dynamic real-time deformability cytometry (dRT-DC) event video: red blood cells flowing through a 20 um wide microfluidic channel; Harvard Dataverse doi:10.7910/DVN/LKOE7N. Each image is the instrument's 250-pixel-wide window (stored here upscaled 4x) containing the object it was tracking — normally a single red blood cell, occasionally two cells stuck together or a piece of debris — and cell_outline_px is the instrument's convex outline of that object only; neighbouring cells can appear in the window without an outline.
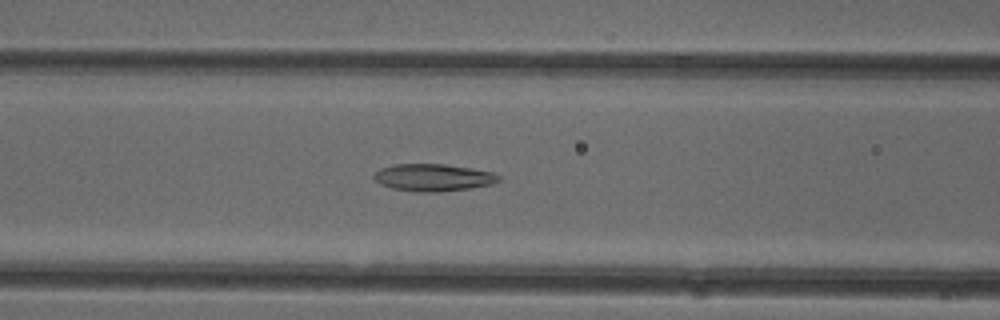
{"species": "common noctule bat (a hibernating species)", "species_latin": "Nyctalus noctula", "temperature_condition": "cold", "stored_images_in_passage": 50, "camera_frame_rate_fps": 3000, "um_per_image_px": 0.085, "animal": {"sex": "female"}, "frame": {"image": 1, "passage_image": 20, "time_ms": 6.333, "image_size_px": [1000, 320], "cell_outline_px": [[500, 180], [492, 184], [468, 188], [440, 192], [420, 192], [392, 188], [380, 184], [372, 176], [380, 168], [396, 164], [444, 164], [472, 168], [492, 172], [500, 176]], "centroid_in_image_um": [36.82, 15.08], "position_along_channel_um": 129.8, "area_um2": 19.71}}
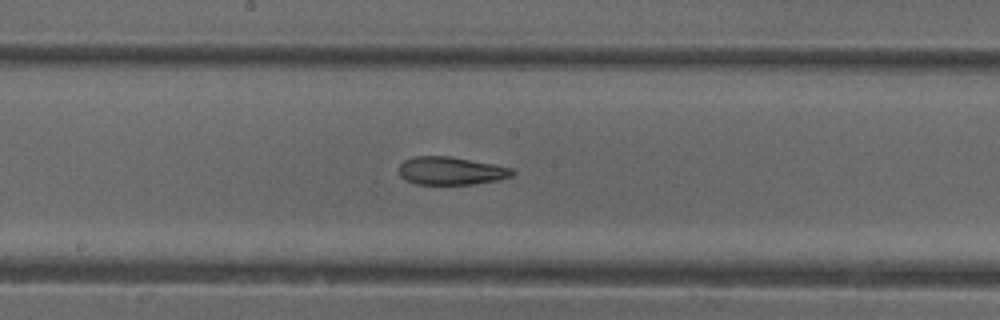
{"frame": {"image": 2, "passage_image": 26, "time_ms": 8.333, "image_size_px": [1000, 320], "cell_outline_px": [[516, 172], [512, 176], [496, 180], [472, 184], [416, 184], [404, 180], [400, 176], [396, 168], [404, 160], [412, 156], [452, 156], [512, 168]], "centroid_in_image_um": [38.26, 14.51], "position_along_channel_um": 209.9, "area_um2": 18.67}}
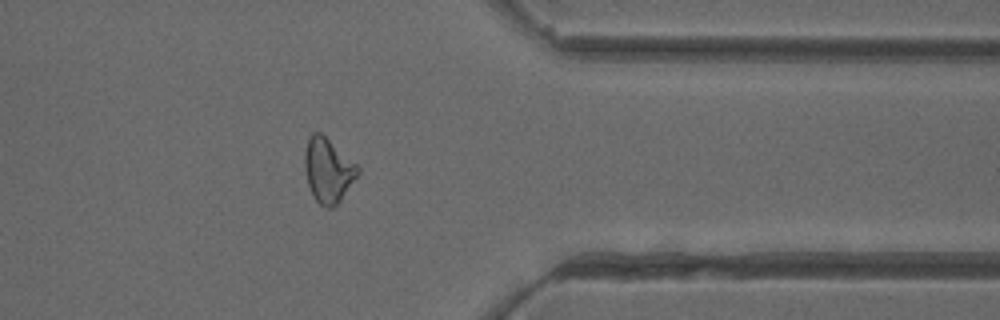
{"frame": {"image": 3, "passage_image": 40, "time_ms": 13.0, "image_size_px": [1000, 320], "cell_outline_px": [[360, 172], [340, 200], [332, 208], [328, 208], [320, 204], [316, 200], [308, 184], [304, 168], [304, 152], [308, 136], [312, 132], [320, 132], [356, 164], [360, 168]], "centroid_in_image_um": [27.86, 14.45], "position_along_channel_um": 383.5, "area_um2": 19.65}, "authors_computed_cell_mechanics": {"area_um2": 20.1144, "velocity_mm_per_s": 3.9987, "shape_relaxation_time_tau1_ms": null, "shape_relaxation_time_tau2_ms": 3.7119, "deformation_change_tau1": null, "deformation_change_tau2": 0.1279}}